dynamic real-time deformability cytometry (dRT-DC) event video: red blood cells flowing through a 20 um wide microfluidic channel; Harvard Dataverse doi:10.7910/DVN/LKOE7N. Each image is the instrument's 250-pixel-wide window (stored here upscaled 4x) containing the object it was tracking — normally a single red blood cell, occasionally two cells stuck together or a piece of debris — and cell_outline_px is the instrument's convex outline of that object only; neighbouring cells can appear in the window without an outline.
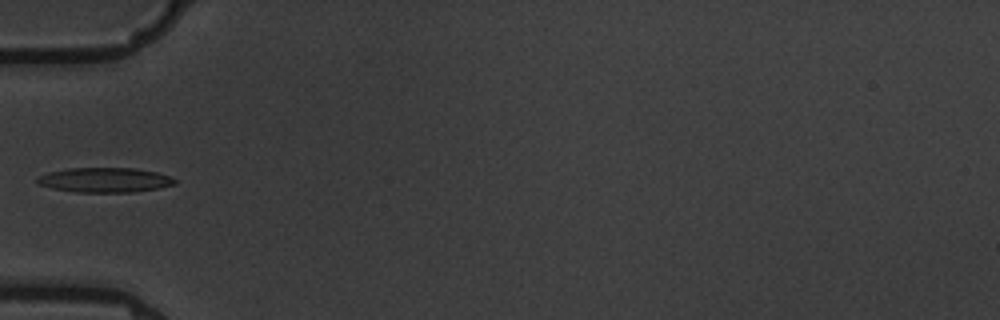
{"species": "common noctule bat (a hibernating species)", "species_latin": "Nyctalus noctula", "temperature_condition": "warm", "stored_images_in_passage": 8, "camera_frame_rate_fps": 3000, "um_per_image_px": 0.085, "animal": {"sex": "male", "body_mass_g": 19.5, "forearm_length_mm": 54.6}, "frame": {"image": 1, "passage_image": 5, "time_ms": 5.667, "image_size_px": [1000, 320], "cell_outline_px": [[176, 184], [160, 188], [132, 192], [76, 192], [52, 188], [40, 184], [36, 180], [40, 176], [48, 172], [68, 168], [136, 168], [156, 172], [168, 176], [176, 180]], "centroid_in_image_um": [8.93, 15.3], "position_along_channel_um": 76.1, "area_um2": 19.71}}
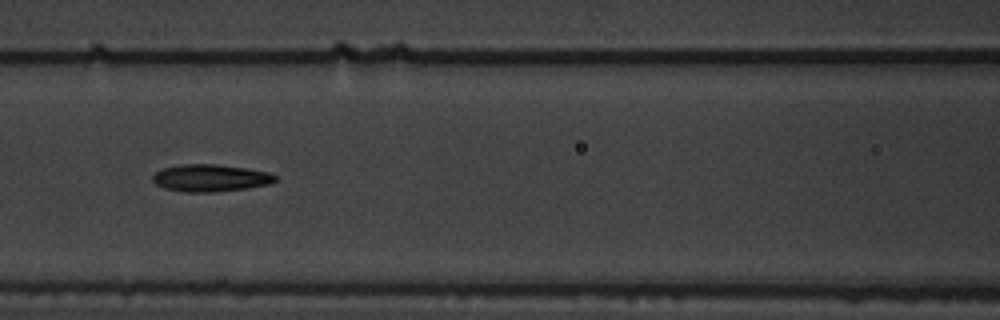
{"frame": {"image": 2, "passage_image": 7, "time_ms": 7.667, "image_size_px": [1000, 320], "cell_outline_px": [[276, 180], [268, 184], [248, 188], [212, 192], [184, 192], [164, 188], [156, 184], [152, 180], [152, 176], [156, 172], [164, 168], [180, 164], [220, 164], [268, 172], [276, 176]], "centroid_in_image_um": [17.86, 15.13], "position_along_channel_um": 148.7, "area_um2": 19.36}}
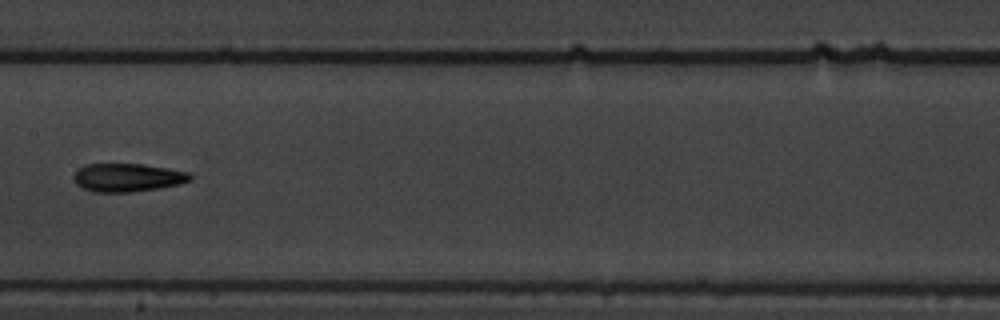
{"frame": {"image": 3, "passage_image": 8, "time_ms": 9.0, "image_size_px": [1000, 320], "cell_outline_px": [[192, 180], [180, 184], [132, 192], [96, 192], [84, 188], [76, 184], [72, 176], [84, 164], [140, 164], [168, 168], [188, 172], [192, 176]], "centroid_in_image_um": [10.84, 15.09], "position_along_channel_um": 196.6, "area_um2": 19.07}}